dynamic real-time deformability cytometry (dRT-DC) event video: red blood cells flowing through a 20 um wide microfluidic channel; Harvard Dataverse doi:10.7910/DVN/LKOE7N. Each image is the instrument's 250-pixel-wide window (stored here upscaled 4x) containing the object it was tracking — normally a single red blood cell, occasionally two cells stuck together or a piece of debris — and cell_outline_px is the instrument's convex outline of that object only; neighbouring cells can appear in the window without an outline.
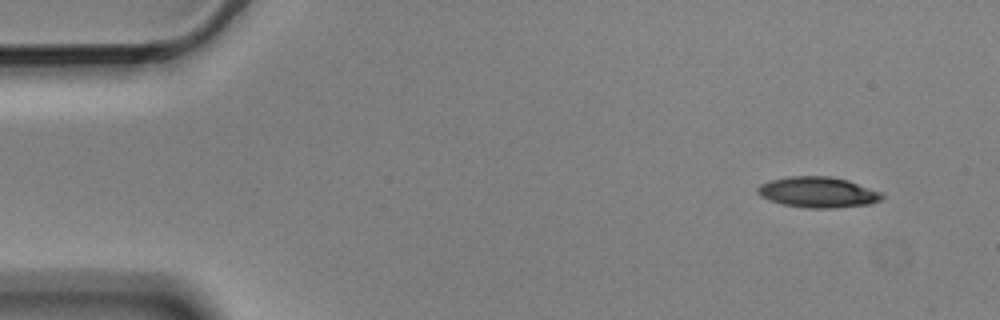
{"species": "Egyptian fruit bat (a non-hibernating species)", "species_latin": "Rousettus aegyptiacus", "temperature_condition": "cold", "stored_images_in_passage": 4, "camera_frame_rate_fps": 3000, "um_per_image_px": 0.085, "animal": {"sex": "male"}, "frame": {"image": 1, "passage_image": 1, "time_ms": 0.0, "image_size_px": [1000, 320], "cell_outline_px": [[884, 200], [872, 204], [832, 208], [808, 208], [784, 204], [768, 200], [760, 196], [756, 192], [756, 188], [760, 184], [768, 180], [788, 176], [828, 176], [848, 180], [884, 192]], "centroid_in_image_um": [69.55, 16.34], "position_along_channel_um": 15.4, "area_um2": 22.66}}
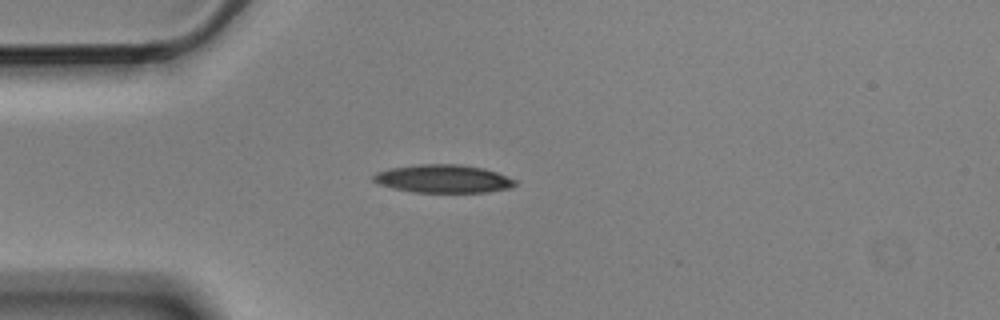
{"frame": {"image": 2, "passage_image": 4, "time_ms": 1.0, "image_size_px": [1000, 320], "cell_outline_px": [[516, 184], [512, 188], [488, 192], [412, 192], [392, 188], [380, 184], [372, 180], [372, 176], [376, 172], [388, 168], [416, 164], [460, 164], [484, 168], [496, 172], [516, 180]], "centroid_in_image_um": [37.66, 15.19], "position_along_channel_um": 47.3, "area_um2": 23.41}}